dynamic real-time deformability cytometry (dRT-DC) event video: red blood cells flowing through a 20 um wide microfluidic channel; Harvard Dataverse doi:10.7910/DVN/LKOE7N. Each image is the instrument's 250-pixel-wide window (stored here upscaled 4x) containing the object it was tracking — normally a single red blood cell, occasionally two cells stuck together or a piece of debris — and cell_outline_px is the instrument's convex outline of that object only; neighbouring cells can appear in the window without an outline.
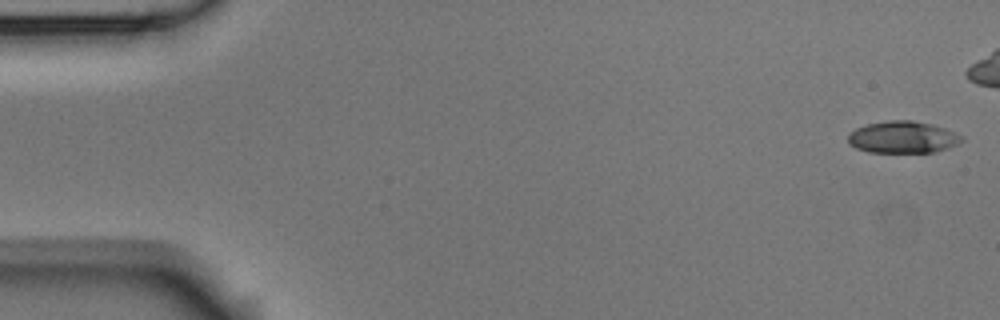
{"species": "Egyptian fruit bat (a non-hibernating species)", "species_latin": "Rousettus aegyptiacus", "temperature_condition": "room temperature", "stored_images_in_passage": 6, "camera_frame_rate_fps": 3000, "um_per_image_px": 0.085, "animal": {"sex": "male"}, "frame": {"image": 1, "passage_image": 1, "time_ms": 0.0, "image_size_px": [1000, 320], "cell_outline_px": [[964, 140], [948, 148], [936, 152], [868, 152], [856, 148], [848, 144], [848, 132], [856, 128], [868, 124], [888, 120], [912, 120], [932, 124], [944, 128], [964, 136]], "centroid_in_image_um": [76.73, 11.66], "position_along_channel_um": 8.3, "area_um2": 21.27}}